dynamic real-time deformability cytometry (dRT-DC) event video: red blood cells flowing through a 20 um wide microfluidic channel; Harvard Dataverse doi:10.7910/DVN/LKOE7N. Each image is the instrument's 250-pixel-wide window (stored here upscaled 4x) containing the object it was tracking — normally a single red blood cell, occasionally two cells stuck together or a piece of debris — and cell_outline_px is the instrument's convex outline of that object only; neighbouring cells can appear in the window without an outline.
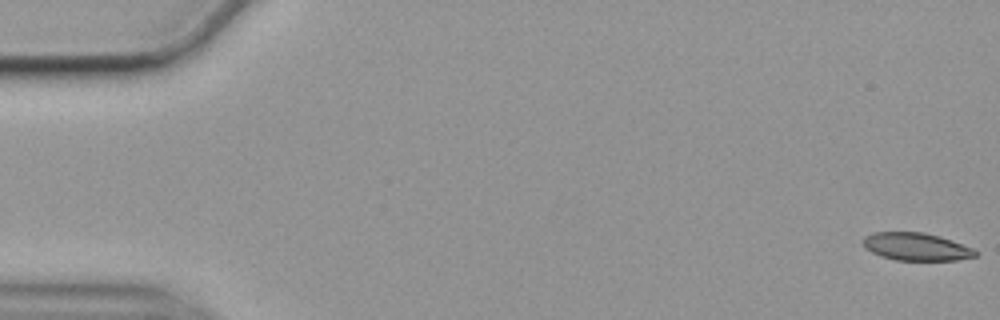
{"species": "common noctule bat (a hibernating species)", "species_latin": "Nyctalus noctula", "temperature_condition": "cold", "stored_images_in_passage": 10, "camera_frame_rate_fps": 3000, "um_per_image_px": 0.085, "animal": {"sex": "female", "body_mass_g": 19.9}, "frame": {"image": 1, "passage_image": 1, "time_ms": 0.0, "image_size_px": [1000, 320], "cell_outline_px": [[976, 256], [956, 260], [896, 260], [880, 256], [864, 248], [860, 240], [864, 236], [872, 232], [924, 232], [940, 236], [972, 248], [976, 252]], "centroid_in_image_um": [77.8, 20.96], "position_along_channel_um": 7.2, "area_um2": 18.21}}